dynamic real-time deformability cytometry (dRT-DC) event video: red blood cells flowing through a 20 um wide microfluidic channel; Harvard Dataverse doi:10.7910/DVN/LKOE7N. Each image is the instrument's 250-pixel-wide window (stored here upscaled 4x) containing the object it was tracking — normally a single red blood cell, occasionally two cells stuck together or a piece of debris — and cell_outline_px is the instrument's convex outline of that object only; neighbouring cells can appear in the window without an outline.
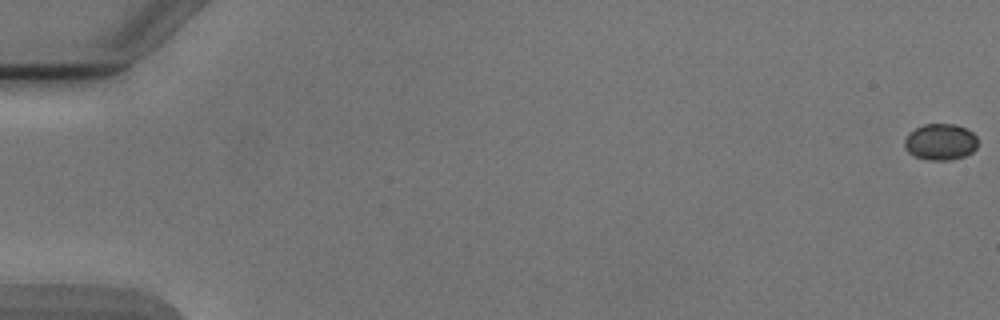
{"species": "Egyptian fruit bat (a non-hibernating species)", "species_latin": "Rousettus aegyptiacus", "temperature_condition": "cold", "stored_images_in_passage": 5, "camera_frame_rate_fps": 3000, "um_per_image_px": 0.085, "animal": {"sex": "male"}, "frame": {"image": 1, "passage_image": 1, "time_ms": 0.0, "image_size_px": [1000, 320], "cell_outline_px": [[976, 148], [972, 152], [964, 156], [952, 160], [928, 160], [912, 156], [904, 148], [904, 140], [916, 128], [924, 124], [956, 124], [972, 132], [976, 136]], "centroid_in_image_um": [79.92, 12.08], "position_along_channel_um": 5.1, "area_um2": 15.49}}
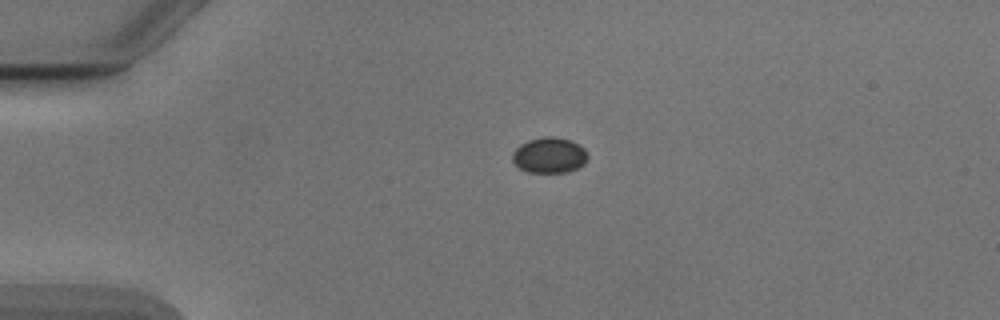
{"frame": {"image": 2, "passage_image": 4, "time_ms": 4.333, "image_size_px": [1000, 320], "cell_outline_px": [[588, 160], [584, 164], [568, 172], [528, 172], [520, 168], [512, 160], [512, 152], [520, 144], [528, 140], [544, 136], [552, 136], [568, 140], [584, 148], [588, 156]], "centroid_in_image_um": [46.68, 13.19], "position_along_channel_um": 38.3, "area_um2": 15.55}}